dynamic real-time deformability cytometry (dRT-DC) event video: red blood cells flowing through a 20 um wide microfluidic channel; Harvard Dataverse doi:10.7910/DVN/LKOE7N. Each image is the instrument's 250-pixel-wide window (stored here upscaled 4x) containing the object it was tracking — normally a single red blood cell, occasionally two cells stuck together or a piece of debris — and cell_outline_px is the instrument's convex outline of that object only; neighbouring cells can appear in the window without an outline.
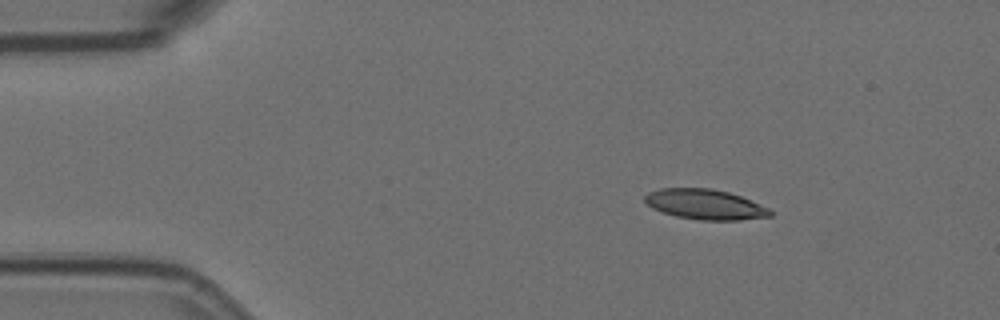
{"species": "Egyptian fruit bat (a non-hibernating species)", "species_latin": "Rousettus aegyptiacus", "temperature_condition": "room temperature", "stored_images_in_passage": 5, "camera_frame_rate_fps": 3000, "um_per_image_px": 0.085, "animal": {"sex": "female"}, "frame": {"image": 1, "passage_image": 2, "time_ms": 0.333, "image_size_px": [1000, 320], "cell_outline_px": [[772, 216], [740, 220], [700, 220], [676, 216], [652, 208], [644, 200], [644, 196], [648, 192], [660, 188], [712, 188], [728, 192], [740, 196], [768, 208], [772, 212]], "centroid_in_image_um": [59.91, 17.37], "position_along_channel_um": 25.1, "area_um2": 21.91}}
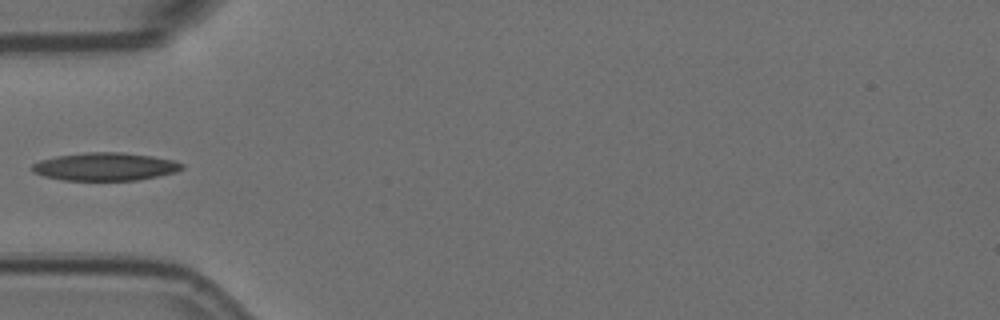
{"frame": {"image": 2, "passage_image": 5, "time_ms": 1.333, "image_size_px": [1000, 320], "cell_outline_px": [[184, 168], [176, 172], [136, 180], [64, 180], [44, 176], [32, 172], [32, 164], [40, 160], [56, 156], [84, 152], [120, 152], [152, 156], [172, 160], [184, 164]], "centroid_in_image_um": [8.92, 14.16], "position_along_channel_um": 76.1, "area_um2": 24.33}}